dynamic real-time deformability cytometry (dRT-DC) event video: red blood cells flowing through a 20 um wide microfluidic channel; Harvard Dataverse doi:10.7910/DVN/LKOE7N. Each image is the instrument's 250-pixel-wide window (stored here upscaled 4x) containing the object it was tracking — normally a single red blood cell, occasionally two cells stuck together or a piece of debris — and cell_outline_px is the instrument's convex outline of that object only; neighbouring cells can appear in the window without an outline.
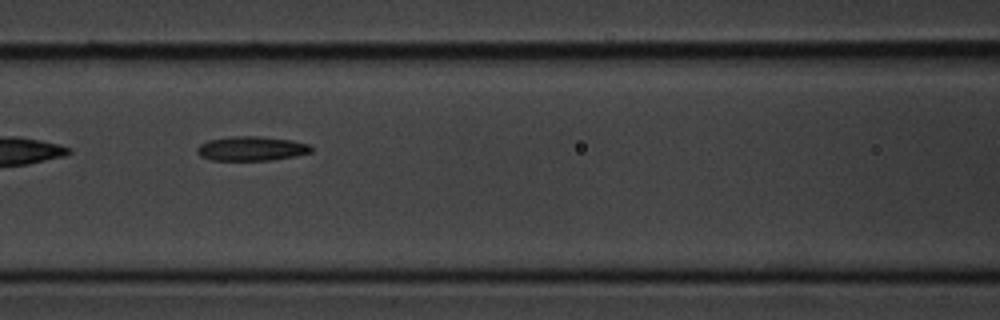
{"species": "common noctule bat (a hibernating species)", "species_latin": "Nyctalus noctula", "temperature_condition": "cold", "stored_images_in_passage": 17, "camera_frame_rate_fps": 3000, "um_per_image_px": 0.085, "animal": {"sex": "male", "body_mass_g": 20.1, "forearm_length_mm": 53.5}, "frame": {"image": 1, "passage_image": 8, "time_ms": 2.333, "image_size_px": [1000, 320], "cell_outline_px": [[312, 152], [296, 156], [272, 160], [212, 160], [200, 156], [196, 152], [196, 148], [200, 144], [208, 140], [232, 136], [260, 136], [292, 140], [312, 144]], "centroid_in_image_um": [21.4, 12.62], "position_along_channel_um": 145.2, "area_um2": 16.42}}
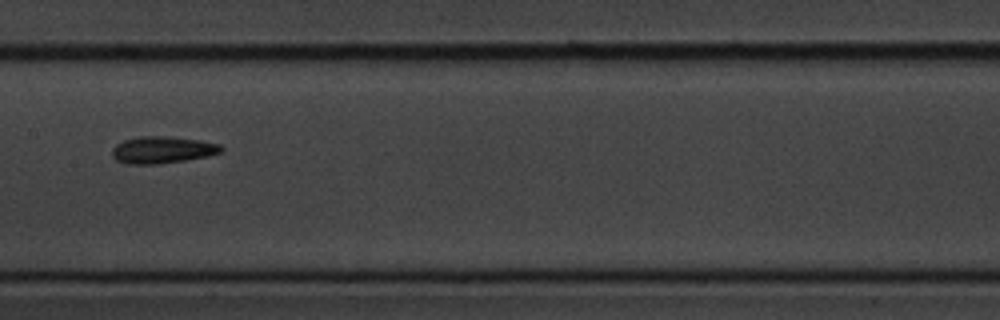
{"frame": {"image": 2, "passage_image": 12, "time_ms": 3.667, "image_size_px": [1000, 320], "cell_outline_px": [[224, 148], [220, 152], [208, 156], [160, 164], [128, 164], [116, 160], [112, 156], [112, 148], [116, 144], [124, 140], [140, 136], [164, 136], [200, 140], [220, 144]], "centroid_in_image_um": [13.78, 12.74], "position_along_channel_um": 193.6, "area_um2": 17.11}}